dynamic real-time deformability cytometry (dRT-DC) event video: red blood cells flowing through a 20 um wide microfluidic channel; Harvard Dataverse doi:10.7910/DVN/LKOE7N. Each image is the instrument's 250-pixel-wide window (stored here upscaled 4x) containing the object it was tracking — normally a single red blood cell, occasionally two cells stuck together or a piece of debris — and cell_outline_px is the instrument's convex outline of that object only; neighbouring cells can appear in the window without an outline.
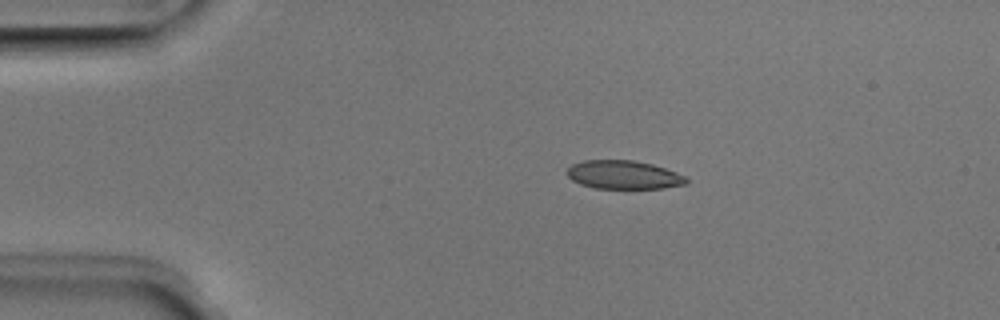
{"species": "Egyptian fruit bat (a non-hibernating species)", "species_latin": "Rousettus aegyptiacus", "temperature_condition": "room temperature", "stored_images_in_passage": 42, "camera_frame_rate_fps": 3000, "um_per_image_px": 0.085, "animal": {"sex": "male"}, "frame": {"image": 1, "passage_image": 1, "time_ms": 0.0, "image_size_px": [1000, 320], "cell_outline_px": [[688, 184], [664, 188], [596, 188], [580, 184], [572, 180], [568, 176], [568, 168], [572, 164], [584, 160], [632, 160], [652, 164], [676, 172], [684, 176], [688, 180]], "centroid_in_image_um": [53.02, 14.86], "position_along_channel_um": 32.0, "area_um2": 19.71}}
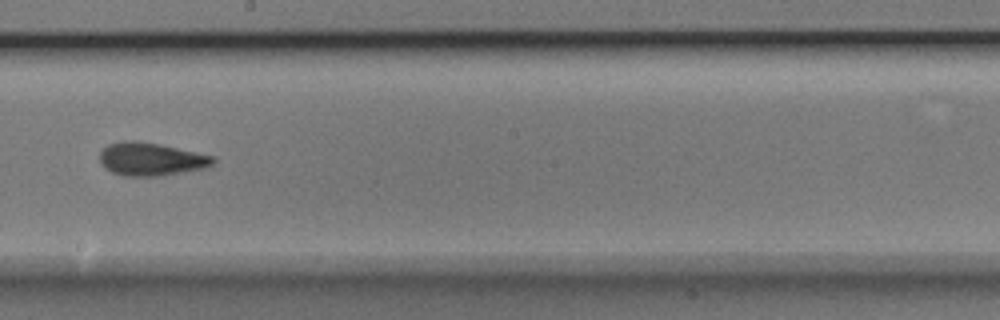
{"frame": {"image": 2, "passage_image": 20, "time_ms": 6.333, "image_size_px": [1000, 320], "cell_outline_px": [[216, 160], [212, 164], [204, 168], [184, 172], [160, 176], [124, 176], [112, 172], [104, 168], [100, 164], [100, 152], [108, 144], [124, 140], [132, 140], [160, 144], [196, 152], [212, 156]], "centroid_in_image_um": [12.8, 13.53], "position_along_channel_um": 235.4, "area_um2": 21.85}}
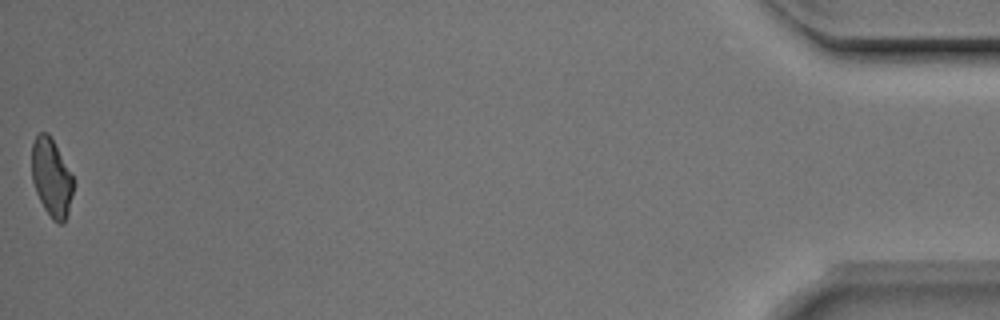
{"frame": {"image": 3, "passage_image": 42, "time_ms": 13.667, "image_size_px": [1000, 320], "cell_outline_px": [[76, 184], [68, 212], [64, 224], [60, 224], [52, 220], [44, 208], [36, 192], [32, 180], [32, 144], [36, 136], [40, 132], [48, 132], [72, 176]], "centroid_in_image_um": [4.39, 15.14], "position_along_channel_um": 430.8, "area_um2": 18.9}, "authors_computed_cell_mechanics": {"area_um2": 20.808, "velocity_mm_per_s": 3.9855, "shape_relaxation_time_tau1_ms": 3.2679, "shape_relaxation_time_tau2_ms": 2.2307, "deformation_change_tau1": 0.1186, "deformation_change_tau2": 0.0926}}